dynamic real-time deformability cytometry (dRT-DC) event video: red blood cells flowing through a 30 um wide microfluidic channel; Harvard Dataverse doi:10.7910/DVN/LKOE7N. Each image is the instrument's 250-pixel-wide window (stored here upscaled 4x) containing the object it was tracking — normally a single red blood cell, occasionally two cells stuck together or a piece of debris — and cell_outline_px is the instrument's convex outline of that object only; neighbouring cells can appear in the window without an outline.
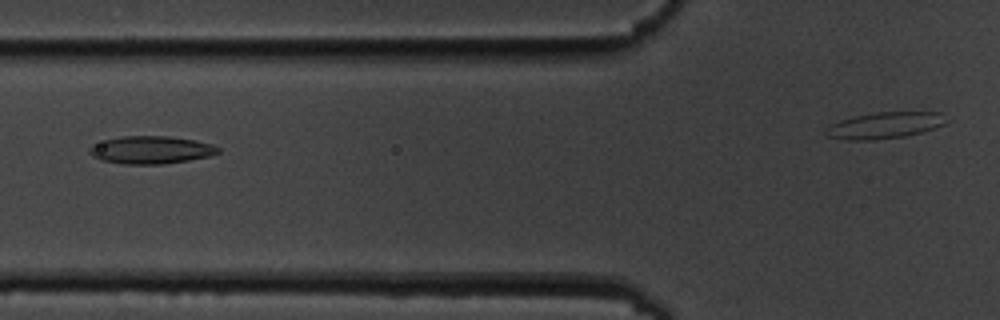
{"species": "common noctule bat (a hibernating species)", "species_latin": "Nyctalus noctula", "temperature_condition": "cold", "stored_images_in_passage": 9, "camera_frame_rate_fps": 3000, "um_per_image_px": 0.085, "animal": {"sex": "male", "body_mass_g": 19.5, "forearm_length_mm": 54.6}, "frame": {"image": 1, "passage_image": 6, "time_ms": 6.0, "image_size_px": [1000, 320], "cell_outline_px": [[220, 152], [208, 156], [188, 160], [164, 164], [124, 164], [100, 160], [92, 156], [88, 152], [88, 148], [104, 140], [124, 136], [168, 136], [192, 140], [212, 144], [220, 148]], "centroid_in_image_um": [12.81, 12.75], "position_along_channel_um": 113.0, "area_um2": 20.63}}
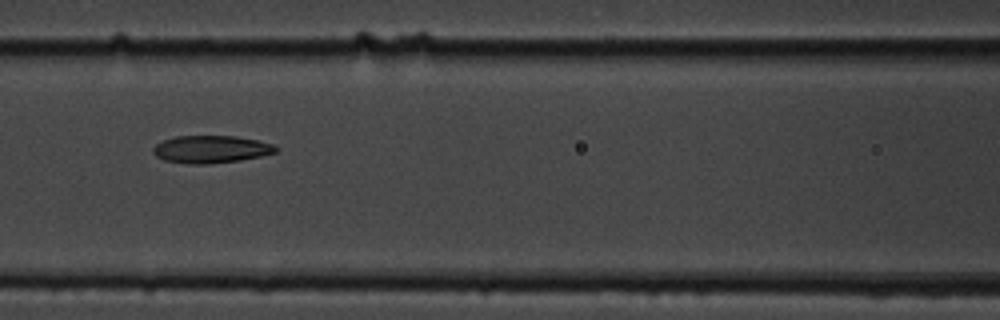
{"frame": {"image": 2, "passage_image": 7, "time_ms": 7.0, "image_size_px": [1000, 320], "cell_outline_px": [[280, 148], [276, 152], [260, 156], [240, 160], [208, 164], [188, 164], [164, 160], [156, 156], [152, 152], [152, 148], [156, 144], [164, 140], [176, 136], [236, 136], [260, 140], [272, 144]], "centroid_in_image_um": [17.94, 12.68], "position_along_channel_um": 148.7, "area_um2": 19.77}}
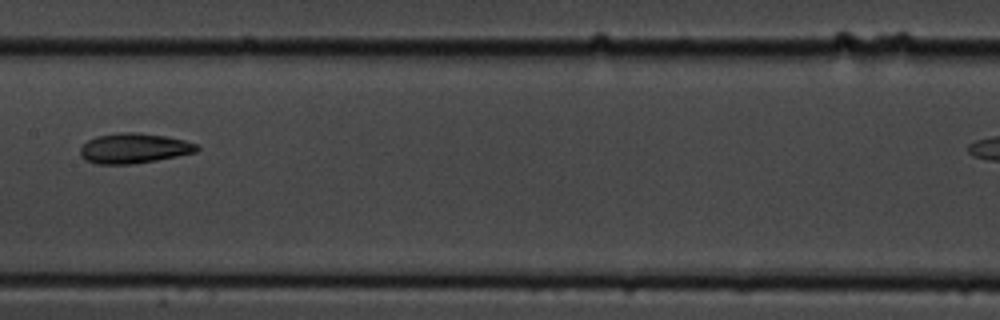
{"frame": {"image": 3, "passage_image": 8, "time_ms": 8.333, "image_size_px": [1000, 320], "cell_outline_px": [[200, 148], [196, 152], [156, 160], [132, 164], [96, 164], [84, 160], [80, 156], [80, 148], [88, 140], [96, 136], [120, 132], [140, 132], [164, 136], [184, 140], [196, 144]], "centroid_in_image_um": [11.35, 12.6], "position_along_channel_um": 196.1, "area_um2": 20.46}}